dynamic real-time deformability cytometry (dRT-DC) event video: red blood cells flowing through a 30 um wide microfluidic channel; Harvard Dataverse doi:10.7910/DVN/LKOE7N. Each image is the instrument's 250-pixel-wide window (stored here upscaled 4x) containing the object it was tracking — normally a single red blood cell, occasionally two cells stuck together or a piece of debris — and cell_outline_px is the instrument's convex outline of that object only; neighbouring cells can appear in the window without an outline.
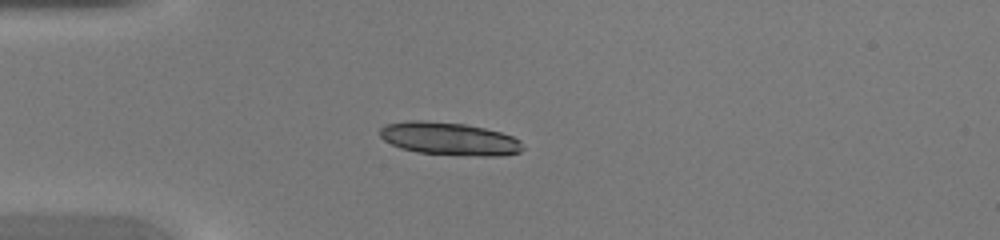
{"species": "common noctule bat (a hibernating species)", "species_latin": "Nyctalus noctula", "temperature_condition": "warm", "stored_images_in_passage": 34, "camera_frame_rate_fps": 3000, "um_per_image_px": 0.085, "animal": {"sex": "female", "body_mass_g": 20.0, "forearm_length_mm": 54.0}, "frame": {"image": 1, "passage_image": 1, "time_ms": 0.0, "image_size_px": [1000, 240], "cell_outline_px": [[524, 148], [520, 152], [500, 156], [476, 156], [416, 152], [400, 148], [384, 140], [380, 136], [380, 128], [384, 124], [404, 120], [424, 120], [464, 124], [484, 128], [500, 132], [512, 136], [520, 140]], "centroid_in_image_um": [38.17, 11.79], "position_along_channel_um": 46.8, "area_um2": 27.51}}
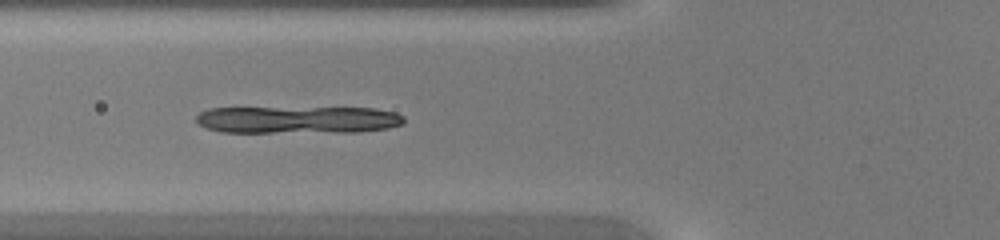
{"frame": {"image": 2, "passage_image": 6, "time_ms": 1.667, "image_size_px": [1000, 240], "cell_outline_px": [[404, 124], [388, 128], [360, 132], [220, 132], [196, 124], [196, 116], [200, 112], [208, 108], [376, 108], [396, 112], [404, 116]], "centroid_in_image_um": [25.34, 10.18], "position_along_channel_um": 100.5, "area_um2": 33.35}}
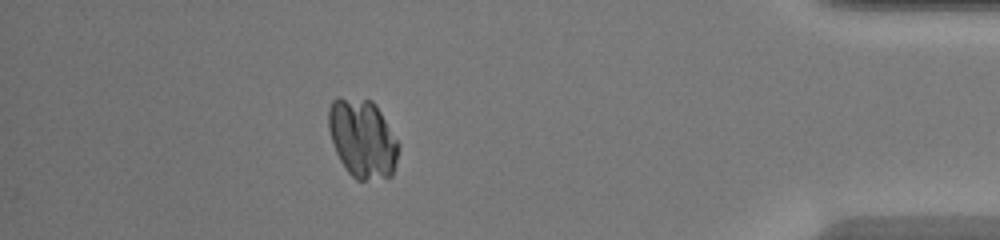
{"frame": {"image": 3, "passage_image": 29, "time_ms": 9.333, "image_size_px": [1000, 240], "cell_outline_px": [[400, 148], [392, 176], [364, 180], [356, 180], [344, 168], [336, 152], [328, 128], [328, 108], [332, 100], [336, 96], [340, 96], [372, 100], [376, 104], [400, 144]], "centroid_in_image_um": [30.81, 11.75], "position_along_channel_um": 404.4, "area_um2": 32.48}}